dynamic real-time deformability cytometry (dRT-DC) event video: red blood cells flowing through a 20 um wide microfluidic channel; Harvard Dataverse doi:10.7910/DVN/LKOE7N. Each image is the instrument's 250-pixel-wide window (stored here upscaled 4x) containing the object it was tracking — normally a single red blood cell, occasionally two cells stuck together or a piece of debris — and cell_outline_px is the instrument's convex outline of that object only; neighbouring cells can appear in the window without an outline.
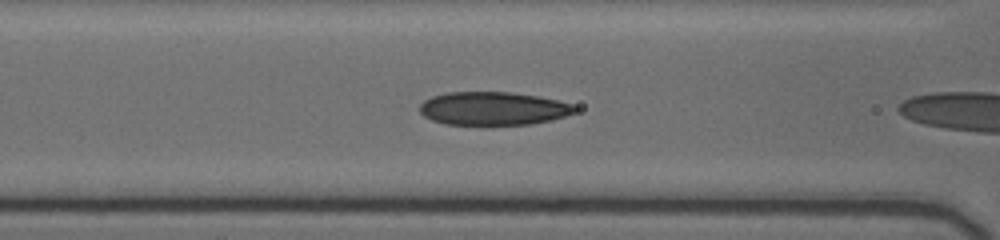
{"species": "human", "species_latin": "Homo sapiens", "temperature_condition": "cold", "stored_images_in_passage": 31, "camera_frame_rate_fps": 3000, "um_per_image_px": 0.085, "donor": {"sex": "female"}, "frame": {"image": 1, "passage_image": 8, "time_ms": 1.667, "image_size_px": [1000, 240], "cell_outline_px": [[580, 108], [576, 112], [552, 120], [532, 124], [484, 128], [444, 124], [432, 120], [424, 116], [420, 112], [420, 104], [424, 100], [432, 96], [448, 92], [512, 92], [536, 96], [556, 100], [572, 104]], "centroid_in_image_um": [41.91, 9.27], "position_along_channel_um": 124.7, "area_um2": 31.33}}
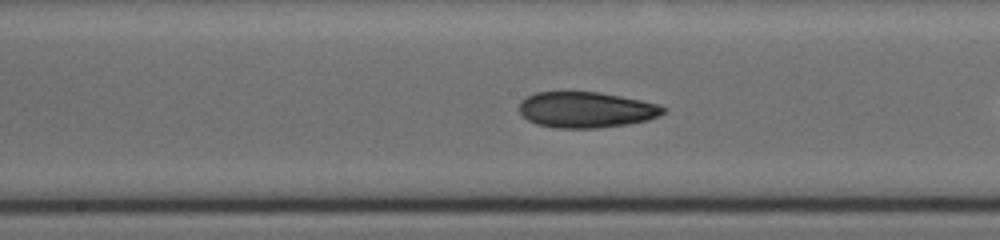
{"frame": {"image": 2, "passage_image": 18, "time_ms": 3.667, "image_size_px": [1000, 240], "cell_outline_px": [[668, 108], [660, 116], [648, 120], [628, 124], [596, 128], [556, 128], [536, 124], [528, 120], [520, 112], [520, 100], [536, 92], [600, 92], [660, 104]], "centroid_in_image_um": [49.85, 9.33], "position_along_channel_um": 198.3, "area_um2": 30.17}}
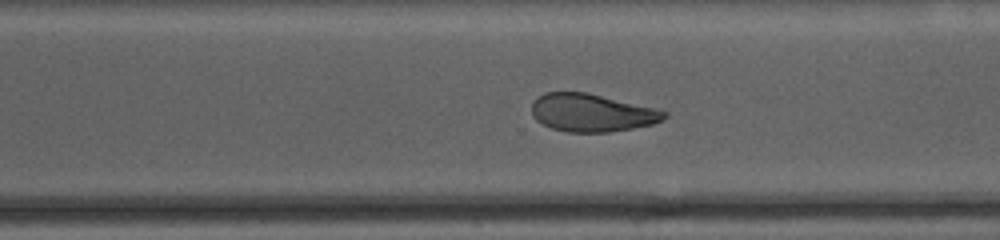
{"frame": {"image": 3, "passage_image": 27, "time_ms": 7.0, "image_size_px": [1000, 240], "cell_outline_px": [[668, 116], [664, 120], [652, 124], [632, 128], [608, 132], [568, 132], [552, 128], [536, 120], [532, 116], [532, 100], [544, 92], [584, 92], [652, 108], [668, 112]], "centroid_in_image_um": [50.26, 9.59], "position_along_channel_um": 320.3, "area_um2": 28.9}}